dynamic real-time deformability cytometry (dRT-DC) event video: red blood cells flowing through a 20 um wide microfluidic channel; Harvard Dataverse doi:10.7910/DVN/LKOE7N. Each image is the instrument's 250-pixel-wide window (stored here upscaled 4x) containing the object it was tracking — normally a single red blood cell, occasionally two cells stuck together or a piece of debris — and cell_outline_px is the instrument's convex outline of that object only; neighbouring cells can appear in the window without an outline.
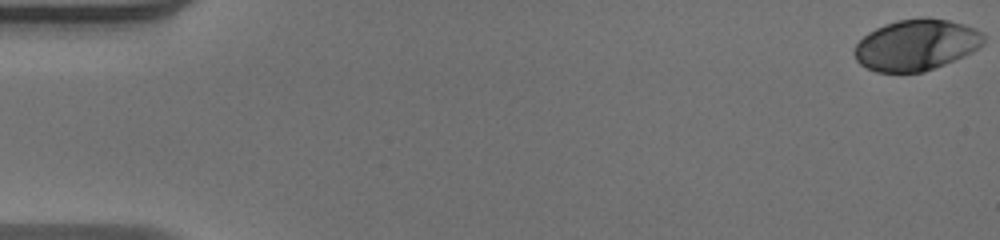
{"species": "human", "species_latin": "Homo sapiens", "temperature_condition": "warm", "stored_images_in_passage": 50, "camera_frame_rate_fps": 3000, "um_per_image_px": 0.085, "donor": {"sex": "male"}, "frame": {"image": 1, "passage_image": 1, "time_ms": 0.0, "image_size_px": [1000, 240], "cell_outline_px": [[984, 44], [972, 52], [964, 56], [924, 72], [876, 72], [860, 64], [856, 60], [852, 52], [856, 44], [868, 32], [884, 24], [896, 20], [920, 16], [928, 16], [948, 20], [964, 24], [976, 28], [984, 32]], "centroid_in_image_um": [77.89, 3.79], "position_along_channel_um": 7.1, "area_um2": 39.02}}
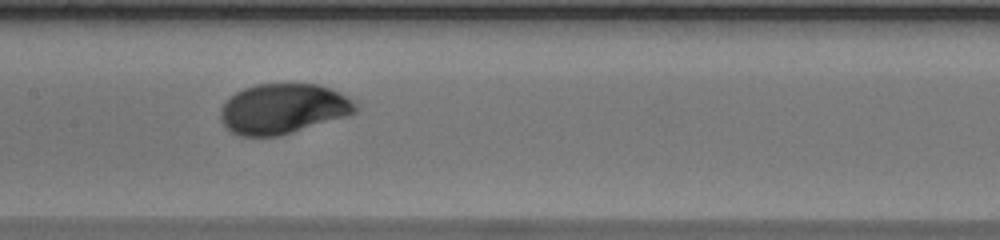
{"frame": {"image": 2, "passage_image": 27, "time_ms": 8.667, "image_size_px": [1000, 240], "cell_outline_px": [[356, 112], [348, 116], [280, 136], [236, 136], [224, 124], [220, 116], [220, 108], [236, 92], [244, 88], [256, 84], [320, 84], [352, 100], [356, 104]], "centroid_in_image_um": [24.05, 9.26], "position_along_channel_um": 183.4, "area_um2": 39.19}}
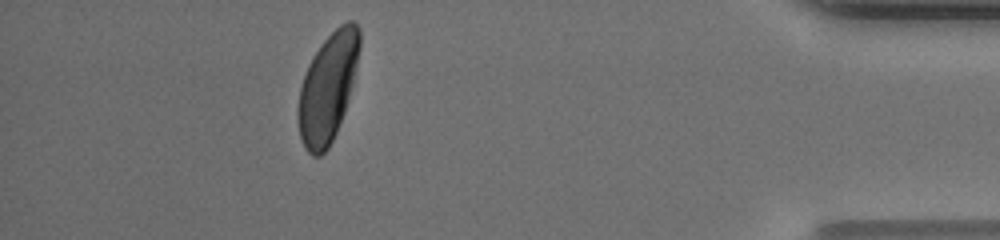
{"frame": {"image": 3, "passage_image": 48, "time_ms": 15.667, "image_size_px": [1000, 240], "cell_outline_px": [[360, 48], [352, 84], [348, 100], [344, 112], [336, 132], [328, 148], [320, 156], [312, 156], [308, 152], [300, 136], [296, 116], [296, 112], [300, 88], [308, 64], [312, 56], [320, 44], [340, 24], [348, 20], [352, 20], [360, 28]], "centroid_in_image_um": [27.85, 7.43], "position_along_channel_um": 407.4, "area_um2": 38.84}}